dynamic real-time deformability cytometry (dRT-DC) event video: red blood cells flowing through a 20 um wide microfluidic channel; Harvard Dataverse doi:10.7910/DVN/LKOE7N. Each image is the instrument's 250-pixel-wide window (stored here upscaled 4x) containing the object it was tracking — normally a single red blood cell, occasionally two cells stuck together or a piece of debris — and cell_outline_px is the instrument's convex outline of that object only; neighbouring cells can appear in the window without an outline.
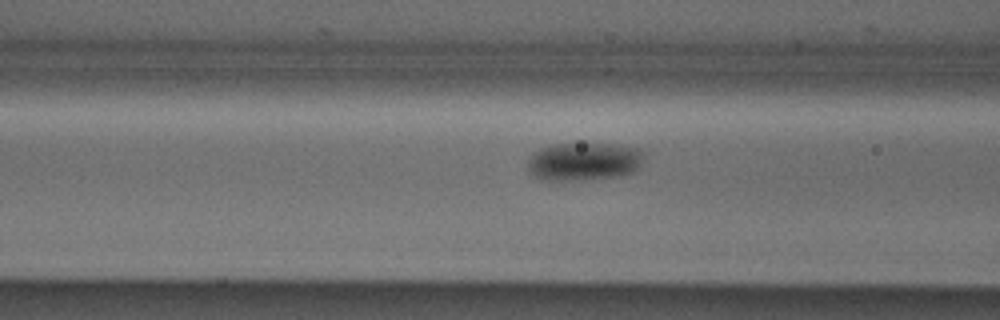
{"species": "Egyptian fruit bat (a non-hibernating species)", "species_latin": "Rousettus aegyptiacus", "temperature_condition": "cold", "stored_images_in_passage": 32, "camera_frame_rate_fps": 3000, "um_per_image_px": 0.085, "animal": {"sex": "male"}, "frame": {"image": 1, "passage_image": 4, "time_ms": 1.0, "image_size_px": [1000, 320], "cell_outline_px": [[644, 156], [640, 164], [632, 172], [616, 176], [568, 180], [540, 180], [528, 172], [528, 160], [532, 152], [540, 148], [552, 144], [616, 144], [640, 148]], "centroid_in_image_um": [49.58, 13.71], "position_along_channel_um": 117.0, "area_um2": 25.72}}
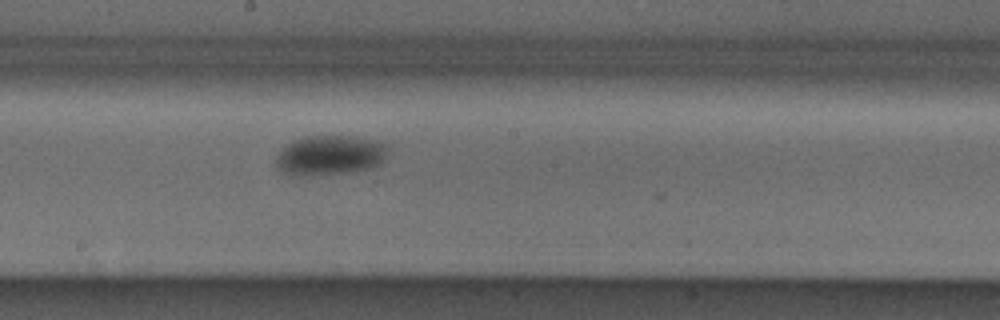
{"frame": {"image": 2, "passage_image": 12, "time_ms": 3.667, "image_size_px": [1000, 320], "cell_outline_px": [[388, 152], [384, 164], [372, 168], [356, 172], [312, 176], [292, 176], [284, 172], [276, 164], [276, 156], [288, 144], [304, 136], [352, 136], [372, 140], [388, 144]], "centroid_in_image_um": [28.12, 13.22], "position_along_channel_um": 220.1, "area_um2": 26.41}}
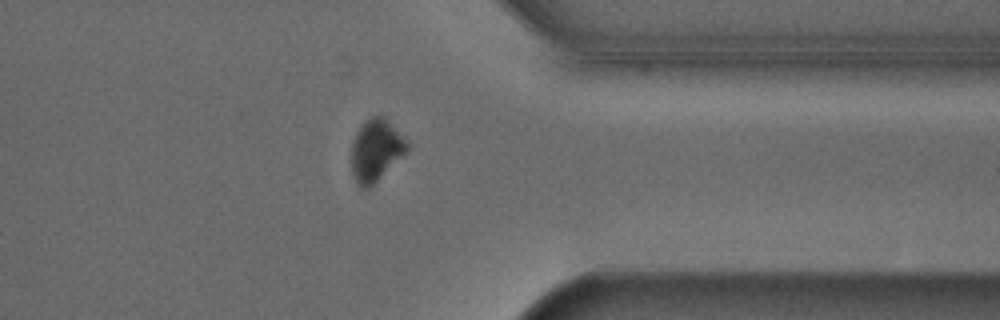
{"frame": {"image": 3, "passage_image": 25, "time_ms": 8.0, "image_size_px": [1000, 320], "cell_outline_px": [[408, 148], [368, 188], [364, 188], [352, 176], [352, 140], [360, 124], [364, 120], [372, 116], [384, 116], [408, 140]], "centroid_in_image_um": [31.92, 12.68], "position_along_channel_um": 379.5, "area_um2": 19.54}}